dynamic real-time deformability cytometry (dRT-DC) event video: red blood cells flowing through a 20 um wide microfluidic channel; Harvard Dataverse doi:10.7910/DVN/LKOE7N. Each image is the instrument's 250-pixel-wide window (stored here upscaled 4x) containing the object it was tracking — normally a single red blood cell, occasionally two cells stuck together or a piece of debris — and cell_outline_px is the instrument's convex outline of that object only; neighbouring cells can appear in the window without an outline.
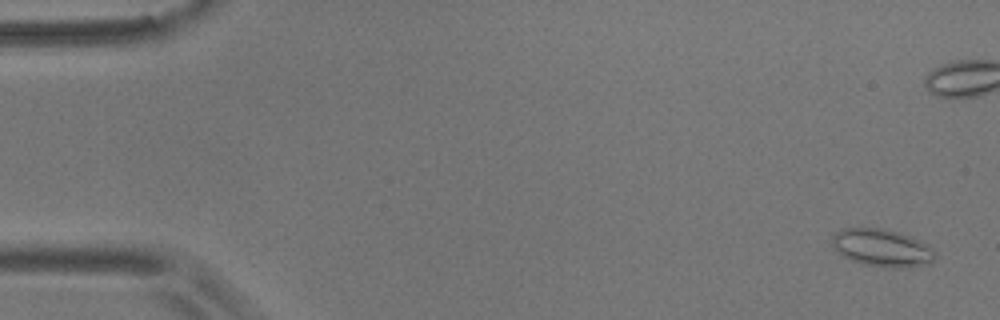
{"species": "common noctule bat (a hibernating species)", "species_latin": "Nyctalus noctula", "temperature_condition": "room temperature", "stored_images_in_passage": 57, "camera_frame_rate_fps": 3000, "um_per_image_px": 0.085, "animal": {"sex": "male", "body_mass_g": 17.9}, "frame": {"image": 1, "passage_image": 3, "time_ms": 0.667, "image_size_px": [1000, 320], "cell_outline_px": [[936, 256], [932, 264], [904, 268], [884, 268], [864, 264], [852, 260], [836, 252], [832, 244], [832, 236], [840, 228], [880, 228], [900, 232], [928, 244], [936, 252]], "centroid_in_image_um": [75.0, 21.08], "position_along_channel_um": 10.0, "area_um2": 22.95}}
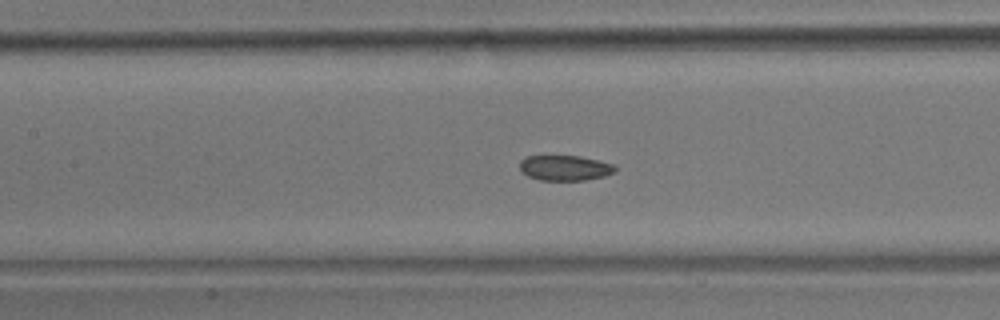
{"frame": {"image": 2, "passage_image": 26, "time_ms": 8.333, "image_size_px": [1000, 320], "cell_outline_px": [[616, 172], [604, 176], [584, 180], [540, 180], [528, 176], [520, 172], [520, 160], [524, 156], [580, 156], [616, 164]], "centroid_in_image_um": [48.02, 14.27], "position_along_channel_um": 159.4, "area_um2": 14.22}}
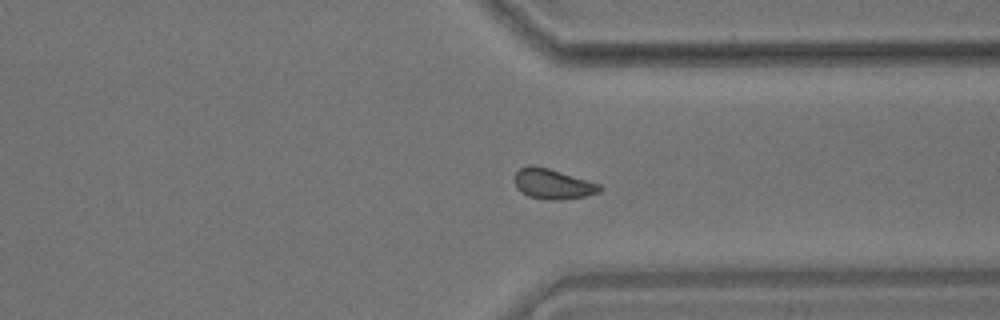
{"frame": {"image": 3, "passage_image": 43, "time_ms": 14.0, "image_size_px": [1000, 320], "cell_outline_px": [[604, 188], [600, 192], [584, 196], [560, 200], [544, 200], [528, 196], [520, 192], [516, 188], [516, 172], [520, 168], [532, 164], [548, 168], [600, 184]], "centroid_in_image_um": [46.99, 15.65], "position_along_channel_um": 364.4, "area_um2": 14.97}, "authors_computed_cell_mechanics": {"area_um2": 15.2592, "velocity_mm_per_s": 3.6185, "shape_relaxation_time_tau1_ms": null, "shape_relaxation_time_tau2_ms": 2.2584, "deformation_change_tau1": null, "deformation_change_tau2": 0.0613}}